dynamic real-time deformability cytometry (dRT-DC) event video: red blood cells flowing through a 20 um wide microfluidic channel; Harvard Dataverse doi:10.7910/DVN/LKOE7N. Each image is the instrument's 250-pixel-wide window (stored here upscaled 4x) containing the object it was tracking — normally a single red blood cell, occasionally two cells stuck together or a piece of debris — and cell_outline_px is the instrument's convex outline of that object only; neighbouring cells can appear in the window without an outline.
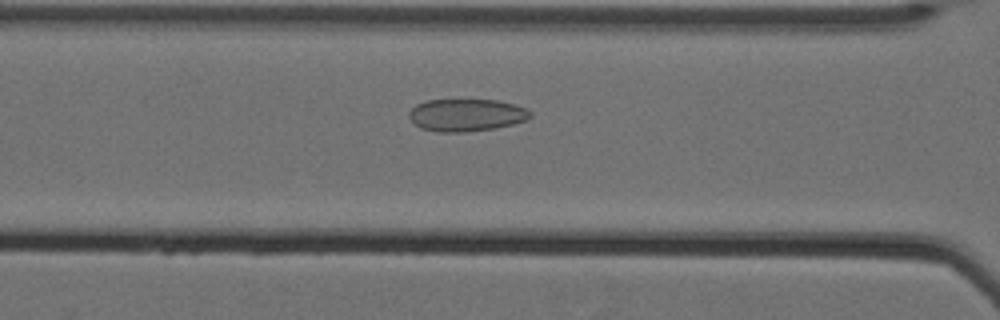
{"species": "Egyptian fruit bat (a non-hibernating species)", "species_latin": "Rousettus aegyptiacus", "temperature_condition": "cold", "stored_images_in_passage": 54, "camera_frame_rate_fps": 3000, "um_per_image_px": 0.085, "animal": {"sex": "female"}, "frame": {"image": 1, "passage_image": 23, "time_ms": 7.333, "image_size_px": [1000, 320], "cell_outline_px": [[532, 116], [528, 120], [496, 128], [464, 132], [440, 132], [420, 128], [408, 116], [408, 112], [416, 104], [428, 100], [496, 100], [516, 104], [528, 108], [532, 112]], "centroid_in_image_um": [39.68, 9.77], "position_along_channel_um": 126.9, "area_um2": 23.06}}
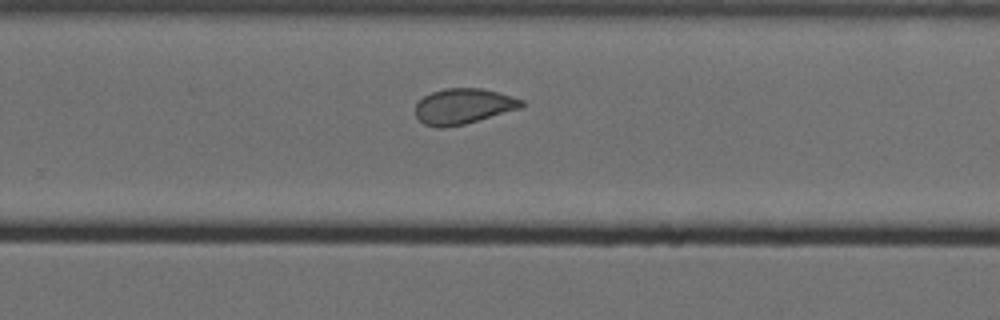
{"frame": {"image": 2, "passage_image": 37, "time_ms": 12.0, "image_size_px": [1000, 320], "cell_outline_px": [[524, 108], [464, 124], [444, 128], [436, 128], [424, 124], [416, 116], [416, 104], [424, 96], [432, 92], [444, 88], [484, 88], [512, 96], [524, 100]], "centroid_in_image_um": [39.42, 9.03], "position_along_channel_um": 290.4, "area_um2": 22.2}}
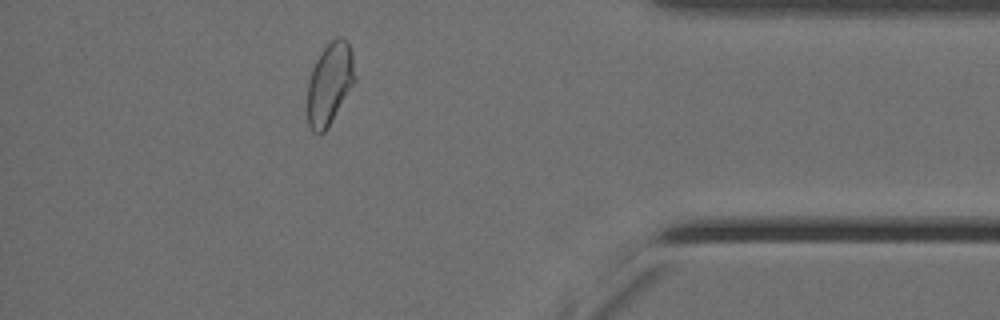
{"frame": {"image": 3, "passage_image": 49, "time_ms": 16.0, "image_size_px": [1000, 320], "cell_outline_px": [[356, 80], [328, 128], [320, 136], [312, 132], [308, 124], [304, 108], [308, 80], [312, 68], [320, 52], [332, 40], [340, 36], [348, 40], [352, 52], [356, 76]], "centroid_in_image_um": [27.98, 7.17], "position_along_channel_um": 407.2, "area_um2": 23.58}, "authors_computed_cell_mechanics": {"area_um2": 23.6113, "velocity_mm_per_s": 3.5082, "shape_relaxation_time_tau1_ms": null, "shape_relaxation_time_tau2_ms": 1.4589, "deformation_change_tau1": null, "deformation_change_tau2": 0.0699}}